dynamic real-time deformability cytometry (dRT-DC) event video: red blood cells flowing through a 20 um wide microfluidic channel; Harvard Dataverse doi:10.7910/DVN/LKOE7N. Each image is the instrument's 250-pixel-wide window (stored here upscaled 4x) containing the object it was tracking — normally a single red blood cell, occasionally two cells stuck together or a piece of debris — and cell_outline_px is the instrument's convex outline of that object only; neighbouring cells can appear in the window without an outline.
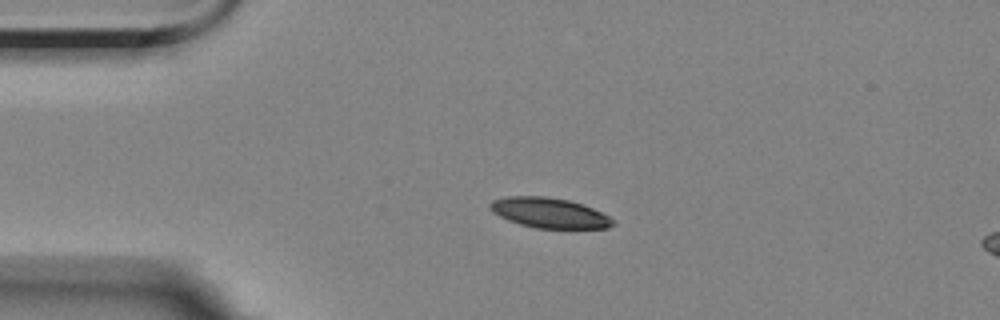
{"species": "Egyptian fruit bat (a non-hibernating species)", "species_latin": "Rousettus aegyptiacus", "temperature_condition": "room temperature", "stored_images_in_passage": 5, "segment_of_instrument_passage": [1, 2], "camera_frame_rate_fps": 3000, "um_per_image_px": 0.085, "animal": {"sex": "female"}, "frame": {"image": 1, "passage_image": 3, "time_ms": 2.333, "image_size_px": [1000, 320], "cell_outline_px": [[616, 224], [608, 228], [536, 228], [520, 224], [508, 220], [492, 212], [488, 208], [488, 204], [492, 200], [508, 196], [544, 196], [568, 200], [592, 208], [616, 220]], "centroid_in_image_um": [46.67, 18.09], "position_along_channel_um": 38.3, "area_um2": 21.56}}